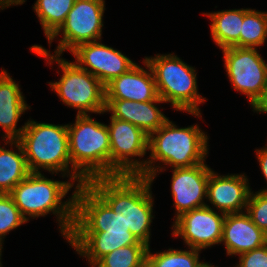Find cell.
Listing matches in <instances>:
<instances>
[{"mask_svg":"<svg viewBox=\"0 0 267 267\" xmlns=\"http://www.w3.org/2000/svg\"><path fill=\"white\" fill-rule=\"evenodd\" d=\"M2 141L4 145H0V193L9 194L30 171L21 143L18 140Z\"/></svg>","mask_w":267,"mask_h":267,"instance_id":"d6986e66","label":"cell"},{"mask_svg":"<svg viewBox=\"0 0 267 267\" xmlns=\"http://www.w3.org/2000/svg\"><path fill=\"white\" fill-rule=\"evenodd\" d=\"M27 222L10 194L0 193V246L2 249L7 234Z\"/></svg>","mask_w":267,"mask_h":267,"instance_id":"484cf974","label":"cell"},{"mask_svg":"<svg viewBox=\"0 0 267 267\" xmlns=\"http://www.w3.org/2000/svg\"><path fill=\"white\" fill-rule=\"evenodd\" d=\"M209 267H219V266H215V265H213V263L211 264V263L209 262ZM220 267H221V266H220ZM233 267H236V266L233 265Z\"/></svg>","mask_w":267,"mask_h":267,"instance_id":"836d02e7","label":"cell"},{"mask_svg":"<svg viewBox=\"0 0 267 267\" xmlns=\"http://www.w3.org/2000/svg\"><path fill=\"white\" fill-rule=\"evenodd\" d=\"M67 124L72 167L86 180L110 177V137L107 124L91 114L77 115Z\"/></svg>","mask_w":267,"mask_h":267,"instance_id":"ba28073f","label":"cell"},{"mask_svg":"<svg viewBox=\"0 0 267 267\" xmlns=\"http://www.w3.org/2000/svg\"><path fill=\"white\" fill-rule=\"evenodd\" d=\"M224 213L206 206L184 212L173 220L172 237L182 238L185 247L205 250L222 240Z\"/></svg>","mask_w":267,"mask_h":267,"instance_id":"7c38bea8","label":"cell"},{"mask_svg":"<svg viewBox=\"0 0 267 267\" xmlns=\"http://www.w3.org/2000/svg\"><path fill=\"white\" fill-rule=\"evenodd\" d=\"M202 267H209V262H206Z\"/></svg>","mask_w":267,"mask_h":267,"instance_id":"e575fe53","label":"cell"},{"mask_svg":"<svg viewBox=\"0 0 267 267\" xmlns=\"http://www.w3.org/2000/svg\"><path fill=\"white\" fill-rule=\"evenodd\" d=\"M266 243L267 234L252 222L246 211L225 215L220 244L225 246L227 256L237 257Z\"/></svg>","mask_w":267,"mask_h":267,"instance_id":"2e32d148","label":"cell"},{"mask_svg":"<svg viewBox=\"0 0 267 267\" xmlns=\"http://www.w3.org/2000/svg\"><path fill=\"white\" fill-rule=\"evenodd\" d=\"M142 61L145 66L137 63L105 86V99L146 102L159 98L153 72L148 63Z\"/></svg>","mask_w":267,"mask_h":267,"instance_id":"9a60e30c","label":"cell"},{"mask_svg":"<svg viewBox=\"0 0 267 267\" xmlns=\"http://www.w3.org/2000/svg\"><path fill=\"white\" fill-rule=\"evenodd\" d=\"M175 53L145 56L150 66L159 97L170 103L174 111L191 114L202 119L200 104L208 99L198 92L197 70L188 65Z\"/></svg>","mask_w":267,"mask_h":267,"instance_id":"52a82bcc","label":"cell"},{"mask_svg":"<svg viewBox=\"0 0 267 267\" xmlns=\"http://www.w3.org/2000/svg\"><path fill=\"white\" fill-rule=\"evenodd\" d=\"M265 42H267V11L243 8L240 47L260 49Z\"/></svg>","mask_w":267,"mask_h":267,"instance_id":"cb8c5ba5","label":"cell"},{"mask_svg":"<svg viewBox=\"0 0 267 267\" xmlns=\"http://www.w3.org/2000/svg\"><path fill=\"white\" fill-rule=\"evenodd\" d=\"M204 163L171 169V195L176 219L181 214L206 206L207 184L211 167Z\"/></svg>","mask_w":267,"mask_h":267,"instance_id":"4fadbf2b","label":"cell"},{"mask_svg":"<svg viewBox=\"0 0 267 267\" xmlns=\"http://www.w3.org/2000/svg\"><path fill=\"white\" fill-rule=\"evenodd\" d=\"M67 243L93 267L102 257L140 242L115 213L87 184L75 190L74 226Z\"/></svg>","mask_w":267,"mask_h":267,"instance_id":"6da1fadb","label":"cell"},{"mask_svg":"<svg viewBox=\"0 0 267 267\" xmlns=\"http://www.w3.org/2000/svg\"><path fill=\"white\" fill-rule=\"evenodd\" d=\"M109 120L110 177H146L147 158L144 156L148 153L149 136L130 122L112 116Z\"/></svg>","mask_w":267,"mask_h":267,"instance_id":"9c48e42d","label":"cell"},{"mask_svg":"<svg viewBox=\"0 0 267 267\" xmlns=\"http://www.w3.org/2000/svg\"><path fill=\"white\" fill-rule=\"evenodd\" d=\"M249 180L245 173L220 175L211 169L206 202L211 204L212 209L224 214L246 211L252 190Z\"/></svg>","mask_w":267,"mask_h":267,"instance_id":"5bb4252c","label":"cell"},{"mask_svg":"<svg viewBox=\"0 0 267 267\" xmlns=\"http://www.w3.org/2000/svg\"><path fill=\"white\" fill-rule=\"evenodd\" d=\"M101 41L80 44L70 54L80 68L94 75L105 86L106 45Z\"/></svg>","mask_w":267,"mask_h":267,"instance_id":"7402d4cb","label":"cell"},{"mask_svg":"<svg viewBox=\"0 0 267 267\" xmlns=\"http://www.w3.org/2000/svg\"><path fill=\"white\" fill-rule=\"evenodd\" d=\"M27 0H0V9L4 10L11 6L23 5Z\"/></svg>","mask_w":267,"mask_h":267,"instance_id":"1f68e13d","label":"cell"},{"mask_svg":"<svg viewBox=\"0 0 267 267\" xmlns=\"http://www.w3.org/2000/svg\"><path fill=\"white\" fill-rule=\"evenodd\" d=\"M32 53L43 57L50 68L55 63L62 72L57 81H50L53 91L64 105L77 110V115L102 114L106 110L105 86L88 71L80 68L74 61L63 59L61 55L52 54L42 45L30 47Z\"/></svg>","mask_w":267,"mask_h":267,"instance_id":"8992f818","label":"cell"},{"mask_svg":"<svg viewBox=\"0 0 267 267\" xmlns=\"http://www.w3.org/2000/svg\"><path fill=\"white\" fill-rule=\"evenodd\" d=\"M86 184L115 212L136 238L150 246L151 224L155 218L153 182L142 176L97 177Z\"/></svg>","mask_w":267,"mask_h":267,"instance_id":"7a4b0ae2","label":"cell"},{"mask_svg":"<svg viewBox=\"0 0 267 267\" xmlns=\"http://www.w3.org/2000/svg\"><path fill=\"white\" fill-rule=\"evenodd\" d=\"M147 245H128L102 257L93 267H144L147 263Z\"/></svg>","mask_w":267,"mask_h":267,"instance_id":"d4e9b609","label":"cell"},{"mask_svg":"<svg viewBox=\"0 0 267 267\" xmlns=\"http://www.w3.org/2000/svg\"><path fill=\"white\" fill-rule=\"evenodd\" d=\"M225 72L232 88L247 97L250 107L267 86L266 63L258 48L222 49Z\"/></svg>","mask_w":267,"mask_h":267,"instance_id":"8fae6325","label":"cell"},{"mask_svg":"<svg viewBox=\"0 0 267 267\" xmlns=\"http://www.w3.org/2000/svg\"><path fill=\"white\" fill-rule=\"evenodd\" d=\"M246 212L249 214L252 222L267 234V192L251 190Z\"/></svg>","mask_w":267,"mask_h":267,"instance_id":"83f0119b","label":"cell"},{"mask_svg":"<svg viewBox=\"0 0 267 267\" xmlns=\"http://www.w3.org/2000/svg\"><path fill=\"white\" fill-rule=\"evenodd\" d=\"M252 111L257 114H267V86L262 91L260 97L251 106Z\"/></svg>","mask_w":267,"mask_h":267,"instance_id":"4dcf8cb0","label":"cell"},{"mask_svg":"<svg viewBox=\"0 0 267 267\" xmlns=\"http://www.w3.org/2000/svg\"><path fill=\"white\" fill-rule=\"evenodd\" d=\"M173 249L151 252L150 246L147 251L148 267H202L206 262L200 261V249L187 248Z\"/></svg>","mask_w":267,"mask_h":267,"instance_id":"603a6c76","label":"cell"},{"mask_svg":"<svg viewBox=\"0 0 267 267\" xmlns=\"http://www.w3.org/2000/svg\"><path fill=\"white\" fill-rule=\"evenodd\" d=\"M136 64L121 51L106 45L105 86L113 79L128 72Z\"/></svg>","mask_w":267,"mask_h":267,"instance_id":"4316f807","label":"cell"},{"mask_svg":"<svg viewBox=\"0 0 267 267\" xmlns=\"http://www.w3.org/2000/svg\"><path fill=\"white\" fill-rule=\"evenodd\" d=\"M209 137L199 124L179 127L168 119L149 136L146 178L152 182L166 167L183 168L204 163L209 154Z\"/></svg>","mask_w":267,"mask_h":267,"instance_id":"277c9868","label":"cell"},{"mask_svg":"<svg viewBox=\"0 0 267 267\" xmlns=\"http://www.w3.org/2000/svg\"><path fill=\"white\" fill-rule=\"evenodd\" d=\"M75 0H36L33 10L48 40L65 22Z\"/></svg>","mask_w":267,"mask_h":267,"instance_id":"44dd1931","label":"cell"},{"mask_svg":"<svg viewBox=\"0 0 267 267\" xmlns=\"http://www.w3.org/2000/svg\"><path fill=\"white\" fill-rule=\"evenodd\" d=\"M202 14L209 17L211 21L210 34L217 47L221 50L228 47H240L243 8Z\"/></svg>","mask_w":267,"mask_h":267,"instance_id":"ffe728a7","label":"cell"},{"mask_svg":"<svg viewBox=\"0 0 267 267\" xmlns=\"http://www.w3.org/2000/svg\"><path fill=\"white\" fill-rule=\"evenodd\" d=\"M2 250H3V249H2V247L0 246V264L2 263V262H1V261H2V258H1V257H2Z\"/></svg>","mask_w":267,"mask_h":267,"instance_id":"d6a6232c","label":"cell"},{"mask_svg":"<svg viewBox=\"0 0 267 267\" xmlns=\"http://www.w3.org/2000/svg\"><path fill=\"white\" fill-rule=\"evenodd\" d=\"M24 150L30 173L48 171L51 175L69 178L77 187L86 180L72 167L69 155L67 124H52L27 119L17 139Z\"/></svg>","mask_w":267,"mask_h":267,"instance_id":"5b68a950","label":"cell"},{"mask_svg":"<svg viewBox=\"0 0 267 267\" xmlns=\"http://www.w3.org/2000/svg\"><path fill=\"white\" fill-rule=\"evenodd\" d=\"M266 79H267V63H266Z\"/></svg>","mask_w":267,"mask_h":267,"instance_id":"d590c367","label":"cell"},{"mask_svg":"<svg viewBox=\"0 0 267 267\" xmlns=\"http://www.w3.org/2000/svg\"><path fill=\"white\" fill-rule=\"evenodd\" d=\"M105 103L106 110L103 114L109 113L113 118L130 122L148 136L169 119L159 108L160 104L165 103L160 97L146 102L105 99Z\"/></svg>","mask_w":267,"mask_h":267,"instance_id":"e0dca14e","label":"cell"},{"mask_svg":"<svg viewBox=\"0 0 267 267\" xmlns=\"http://www.w3.org/2000/svg\"><path fill=\"white\" fill-rule=\"evenodd\" d=\"M255 152H256L257 161L260 166L259 169L261 170V174L263 175L264 180H266L265 182L267 185V145L256 149ZM263 188L258 191L267 192V188L265 187Z\"/></svg>","mask_w":267,"mask_h":267,"instance_id":"f546056e","label":"cell"},{"mask_svg":"<svg viewBox=\"0 0 267 267\" xmlns=\"http://www.w3.org/2000/svg\"><path fill=\"white\" fill-rule=\"evenodd\" d=\"M236 267H267V243L257 249L238 255Z\"/></svg>","mask_w":267,"mask_h":267,"instance_id":"f1b7e54d","label":"cell"},{"mask_svg":"<svg viewBox=\"0 0 267 267\" xmlns=\"http://www.w3.org/2000/svg\"><path fill=\"white\" fill-rule=\"evenodd\" d=\"M45 176L44 173H30L9 194L28 222L48 214L56 216L59 232L67 240L74 226L77 186L69 179L60 181ZM72 188L74 192L64 200Z\"/></svg>","mask_w":267,"mask_h":267,"instance_id":"3957f363","label":"cell"},{"mask_svg":"<svg viewBox=\"0 0 267 267\" xmlns=\"http://www.w3.org/2000/svg\"><path fill=\"white\" fill-rule=\"evenodd\" d=\"M21 86L2 67L0 71V127L2 140H17L24 131L26 122L20 128L17 123L31 107L27 104Z\"/></svg>","mask_w":267,"mask_h":267,"instance_id":"ac0fdd59","label":"cell"},{"mask_svg":"<svg viewBox=\"0 0 267 267\" xmlns=\"http://www.w3.org/2000/svg\"><path fill=\"white\" fill-rule=\"evenodd\" d=\"M105 5V0H75L65 22L47 40L50 48L60 37L53 54L63 56L80 44L102 40Z\"/></svg>","mask_w":267,"mask_h":267,"instance_id":"30bf717a","label":"cell"}]
</instances>
